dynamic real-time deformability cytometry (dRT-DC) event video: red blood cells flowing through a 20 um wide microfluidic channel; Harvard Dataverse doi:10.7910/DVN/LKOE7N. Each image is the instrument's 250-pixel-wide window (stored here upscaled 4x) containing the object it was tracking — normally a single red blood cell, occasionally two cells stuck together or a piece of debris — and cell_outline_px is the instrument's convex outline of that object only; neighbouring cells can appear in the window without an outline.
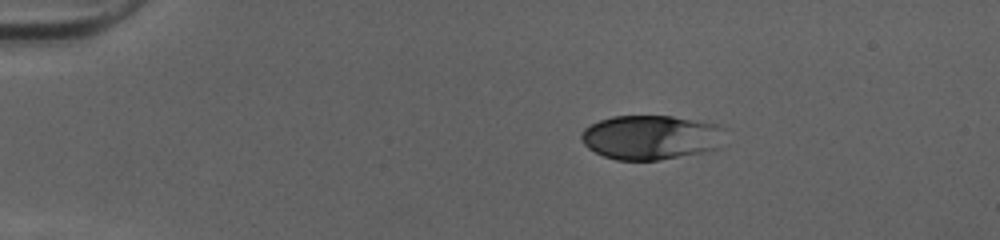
{"species": "human", "species_latin": "Homo sapiens", "temperature_condition": "cold", "stored_images_in_passage": 42, "camera_frame_rate_fps": 3000, "um_per_image_px": 0.085, "donor": {"sex": "female"}, "frame": {"image": 1, "passage_image": 1, "time_ms": 0.0, "image_size_px": [1000, 240], "cell_outline_px": [[728, 128], [716, 148], [704, 152], [660, 160], [616, 160], [604, 156], [588, 148], [580, 140], [580, 132], [584, 128], [600, 120], [612, 116], [672, 116], [716, 124]], "centroid_in_image_um": [55.32, 11.67], "position_along_channel_um": 29.7, "area_um2": 37.34}}
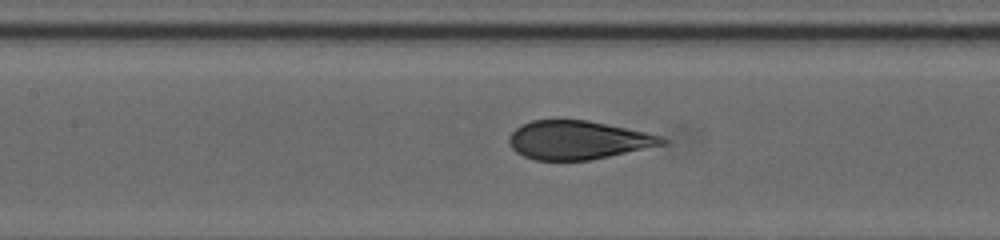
{"frame": {"image": 2, "passage_image": 16, "time_ms": 5.0, "image_size_px": [1000, 240], "cell_outline_px": [[668, 144], [588, 160], [536, 160], [524, 156], [516, 152], [512, 148], [508, 140], [508, 136], [520, 124], [532, 120], [588, 120], [644, 132], [660, 136], [668, 140]], "centroid_in_image_um": [49.1, 11.9], "position_along_channel_um": 158.3, "area_um2": 34.22}}
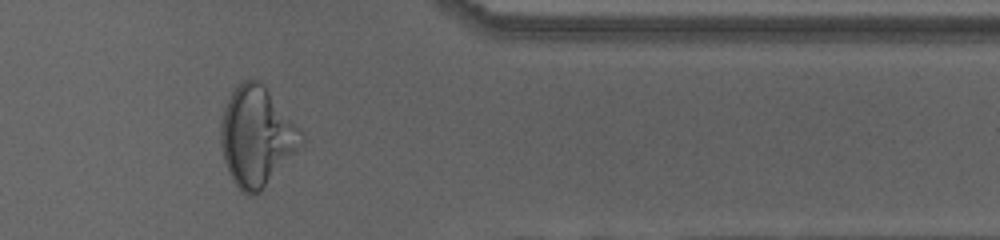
{"frame": {"image": 3, "passage_image": 34, "time_ms": 11.0, "image_size_px": [1000, 240], "cell_outline_px": [[304, 140], [260, 192], [256, 196], [248, 196], [232, 180], [228, 172], [224, 160], [220, 144], [220, 120], [224, 108], [236, 84], [244, 80], [260, 80], [264, 84], [304, 136]], "centroid_in_image_um": [21.75, 11.58], "position_along_channel_um": 389.6, "area_um2": 45.95}, "authors_computed_cell_mechanics": {"area_um2": 36.2695, "velocity_mm_per_s": 4.0526, "shape_relaxation_time_tau1_ms": 3.8929, "shape_relaxation_time_tau2_ms": null, "deformation_change_tau1": 0.179, "deformation_change_tau2": null}}